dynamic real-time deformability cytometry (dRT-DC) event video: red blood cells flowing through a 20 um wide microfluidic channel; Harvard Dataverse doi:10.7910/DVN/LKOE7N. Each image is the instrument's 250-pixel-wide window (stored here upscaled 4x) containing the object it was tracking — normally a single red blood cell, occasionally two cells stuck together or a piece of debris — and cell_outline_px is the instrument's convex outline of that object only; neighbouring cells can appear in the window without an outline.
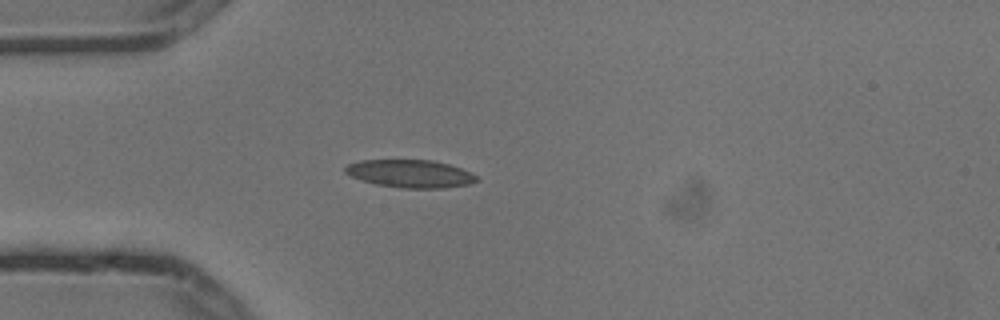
{"species": "common noctule bat (a hibernating species)", "species_latin": "Nyctalus noctula", "temperature_condition": "cold", "stored_images_in_passage": 5, "camera_frame_rate_fps": 3000, "um_per_image_px": 0.085, "animal": {"sex": "male", "body_mass_g": 13.3}, "frame": {"image": 1, "passage_image": 4, "time_ms": 1.0, "image_size_px": [1000, 320], "cell_outline_px": [[480, 180], [468, 184], [444, 188], [400, 188], [376, 184], [352, 176], [344, 172], [344, 168], [348, 164], [360, 160], [432, 160], [448, 164], [460, 168], [476, 176]], "centroid_in_image_um": [34.86, 14.76], "position_along_channel_um": 50.1, "area_um2": 21.1}}